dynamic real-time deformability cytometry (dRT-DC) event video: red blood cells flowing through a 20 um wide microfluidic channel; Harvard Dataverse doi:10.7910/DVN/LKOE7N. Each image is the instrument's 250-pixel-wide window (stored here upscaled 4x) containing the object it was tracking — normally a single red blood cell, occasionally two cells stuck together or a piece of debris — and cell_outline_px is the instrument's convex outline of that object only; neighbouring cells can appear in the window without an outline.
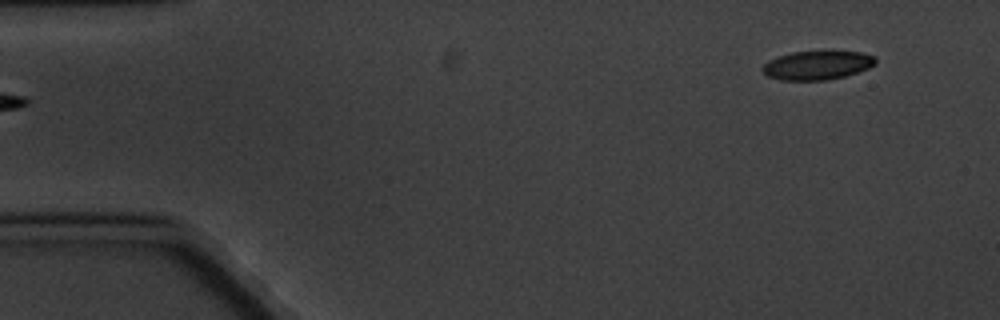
{"species": "common noctule bat (a hibernating species)", "species_latin": "Nyctalus noctula", "temperature_condition": "cold", "stored_images_in_passage": 7, "camera_frame_rate_fps": 3000, "um_per_image_px": 0.085, "animal": {"sex": "male", "body_mass_g": 20.1, "forearm_length_mm": 53.5}, "frame": {"image": 1, "passage_image": 1, "time_ms": 0.0, "image_size_px": [1000, 320], "cell_outline_px": [[876, 64], [868, 68], [844, 76], [828, 80], [780, 80], [768, 76], [760, 68], [768, 60], [792, 52], [824, 48], [860, 52], [876, 56]], "centroid_in_image_um": [69.49, 5.49], "position_along_channel_um": 15.5, "area_um2": 19.77}}
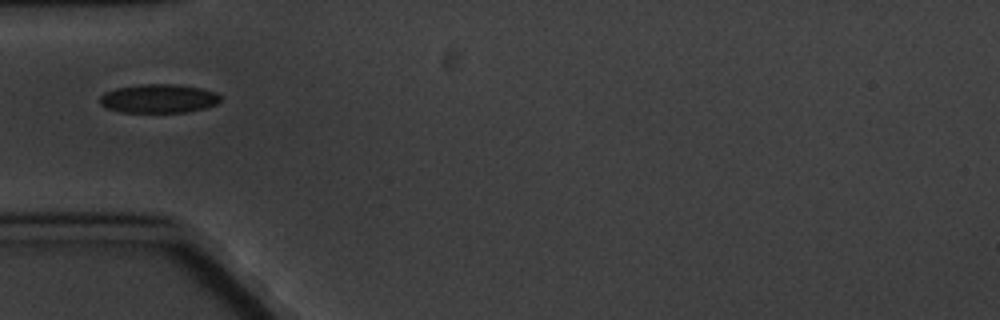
{"frame": {"image": 2, "passage_image": 4, "time_ms": 4.667, "image_size_px": [1000, 320], "cell_outline_px": [[220, 100], [216, 104], [204, 108], [188, 112], [120, 112], [108, 108], [100, 104], [100, 96], [104, 92], [116, 88], [140, 84], [176, 84], [200, 88], [216, 92], [220, 96]], "centroid_in_image_um": [13.47, 8.37], "position_along_channel_um": 71.5, "area_um2": 20.23}}